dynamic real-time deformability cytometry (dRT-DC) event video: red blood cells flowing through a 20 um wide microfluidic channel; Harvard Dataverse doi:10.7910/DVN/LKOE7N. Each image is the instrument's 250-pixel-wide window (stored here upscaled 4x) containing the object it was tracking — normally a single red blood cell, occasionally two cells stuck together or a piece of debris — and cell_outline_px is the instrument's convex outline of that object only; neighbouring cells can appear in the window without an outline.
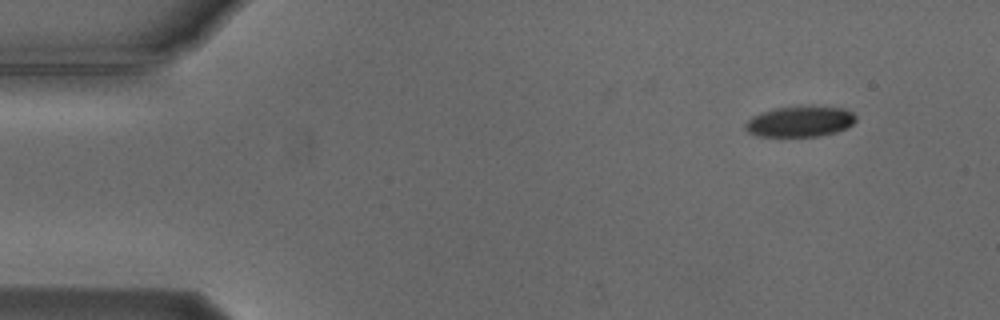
{"species": "Egyptian fruit bat (a non-hibernating species)", "species_latin": "Rousettus aegyptiacus", "temperature_condition": "cold", "stored_images_in_passage": 4, "camera_frame_rate_fps": 3000, "um_per_image_px": 0.085, "animal": {"sex": "male"}, "frame": {"image": 1, "passage_image": 1, "time_ms": 0.0, "image_size_px": [1000, 320], "cell_outline_px": [[856, 120], [848, 128], [836, 132], [820, 136], [760, 136], [748, 132], [744, 128], [744, 124], [752, 116], [776, 108], [804, 104], [812, 104], [844, 108], [852, 112], [856, 116]], "centroid_in_image_um": [68.05, 10.29], "position_along_channel_um": 17.0, "area_um2": 20.29}}
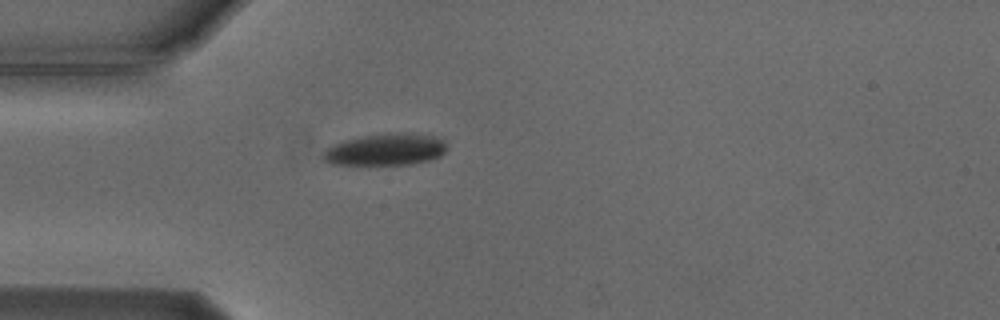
{"frame": {"image": 2, "passage_image": 4, "time_ms": 3.333, "image_size_px": [1000, 320], "cell_outline_px": [[448, 148], [440, 156], [428, 160], [412, 164], [332, 164], [324, 160], [324, 152], [332, 144], [344, 140], [364, 136], [388, 132], [412, 132], [444, 136], [448, 144]], "centroid_in_image_um": [32.91, 12.67], "position_along_channel_um": 52.1, "area_um2": 23.41}}